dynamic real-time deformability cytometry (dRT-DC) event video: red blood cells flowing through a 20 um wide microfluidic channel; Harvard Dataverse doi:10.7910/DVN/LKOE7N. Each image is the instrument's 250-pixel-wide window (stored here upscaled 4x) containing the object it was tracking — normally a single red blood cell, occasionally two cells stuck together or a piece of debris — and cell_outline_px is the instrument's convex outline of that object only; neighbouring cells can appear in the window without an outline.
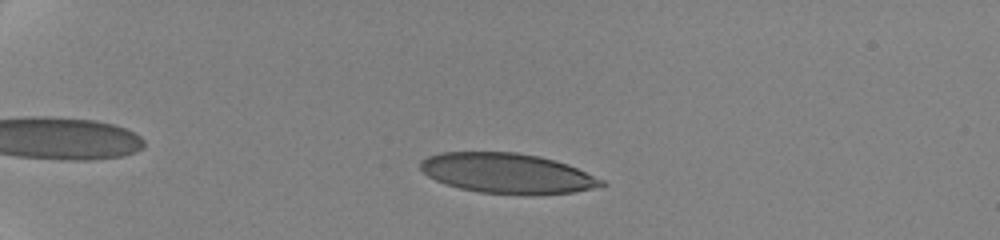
{"species": "human", "species_latin": "Homo sapiens", "temperature_condition": "cold", "stored_images_in_passage": 50, "camera_frame_rate_fps": 3000, "um_per_image_px": 0.085, "donor": {"sex": "female"}, "frame": {"image": 1, "passage_image": 14, "time_ms": 3.0, "image_size_px": [1000, 240], "cell_outline_px": [[608, 184], [592, 188], [572, 192], [532, 196], [480, 192], [460, 188], [436, 180], [428, 176], [420, 168], [420, 160], [428, 156], [440, 152], [516, 152], [540, 156], [556, 160], [568, 164], [604, 180]], "centroid_in_image_um": [43.14, 14.73], "position_along_channel_um": 41.9, "area_um2": 42.54}}
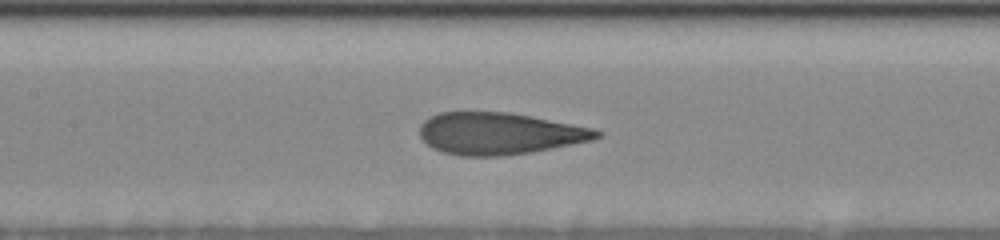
{"frame": {"image": 2, "passage_image": 33, "time_ms": 8.333, "image_size_px": [1000, 240], "cell_outline_px": [[604, 132], [600, 136], [592, 140], [532, 152], [504, 156], [460, 156], [444, 152], [432, 148], [420, 136], [420, 124], [424, 120], [440, 112], [508, 112], [596, 128]], "centroid_in_image_um": [42.46, 11.35], "position_along_channel_um": 164.9, "area_um2": 43.23}}
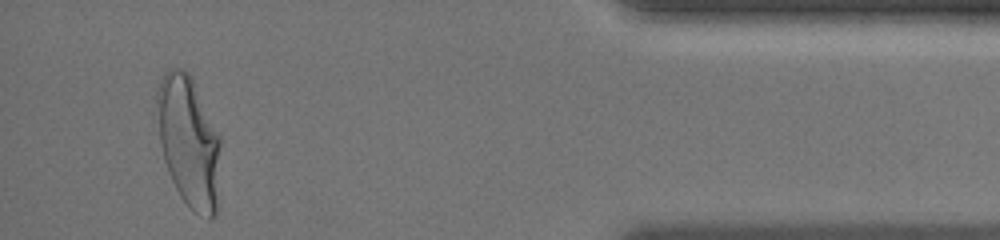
{"frame": {"image": 3, "passage_image": 49, "time_ms": 16.667, "image_size_px": [1000, 240], "cell_outline_px": [[220, 144], [216, 216], [212, 220], [208, 220], [196, 212], [180, 196], [168, 172], [164, 160], [160, 140], [156, 100], [156, 92], [160, 80], [164, 72], [168, 68], [184, 68], [188, 72], [220, 136]], "centroid_in_image_um": [16.04, 12.03], "position_along_channel_um": 419.2, "area_um2": 48.09}, "authors_computed_cell_mechanics": {"area_um2": 43.4656, "velocity_mm_per_s": 3.5424, "shape_relaxation_time_tau1_ms": 4.554, "shape_relaxation_time_tau2_ms": null, "deformation_change_tau1": 0.2101, "deformation_change_tau2": null}}